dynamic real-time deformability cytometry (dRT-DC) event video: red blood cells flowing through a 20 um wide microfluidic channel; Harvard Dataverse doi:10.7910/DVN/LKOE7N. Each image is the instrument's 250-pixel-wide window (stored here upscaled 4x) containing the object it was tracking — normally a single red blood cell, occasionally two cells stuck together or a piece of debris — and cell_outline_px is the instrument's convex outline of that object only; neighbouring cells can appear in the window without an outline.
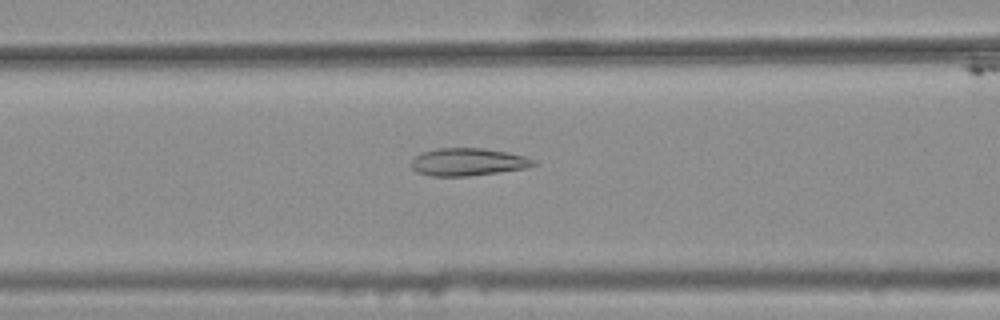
{"species": "common noctule bat (a hibernating species)", "species_latin": "Nyctalus noctula", "temperature_condition": "warm", "stored_images_in_passage": 35, "camera_frame_rate_fps": 3000, "um_per_image_px": 0.085, "animal": {"sex": "female", "body_mass_g": 25.1}, "frame": {"image": 1, "passage_image": 10, "time_ms": 3.0, "image_size_px": [1000, 320], "cell_outline_px": [[540, 164], [524, 168], [500, 172], [468, 176], [432, 176], [416, 172], [412, 168], [412, 156], [420, 152], [436, 148], [484, 148], [508, 152], [524, 156], [536, 160]], "centroid_in_image_um": [39.76, 13.76], "position_along_channel_um": 126.8, "area_um2": 19.94}}
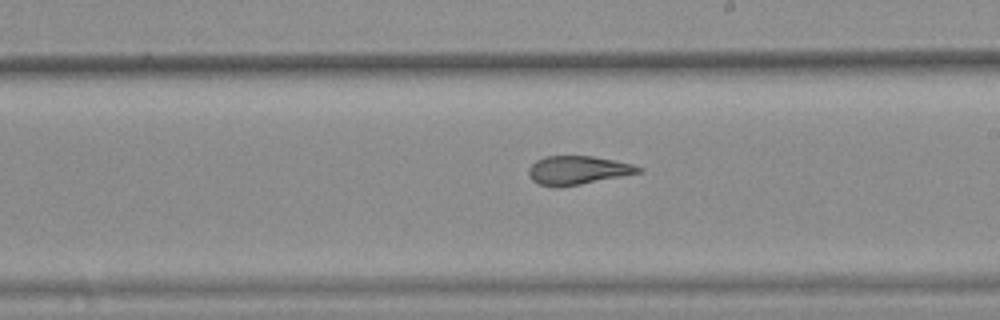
{"frame": {"image": 2, "passage_image": 19, "time_ms": 6.0, "image_size_px": [1000, 320], "cell_outline_px": [[644, 172], [560, 188], [556, 188], [540, 184], [532, 180], [528, 176], [528, 168], [536, 160], [544, 156], [592, 156], [632, 164], [644, 168]], "centroid_in_image_um": [49.1, 14.48], "position_along_channel_um": 239.9, "area_um2": 18.5}}
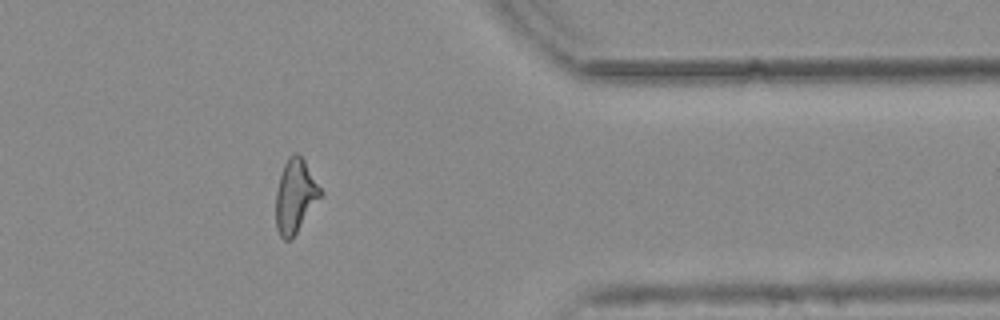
{"frame": {"image": 3, "passage_image": 32, "time_ms": 10.333, "image_size_px": [1000, 320], "cell_outline_px": [[324, 192], [296, 232], [288, 240], [284, 240], [280, 236], [276, 228], [276, 192], [280, 176], [284, 164], [288, 156], [292, 152], [296, 152], [304, 160]], "centroid_in_image_um": [25.09, 16.62], "position_along_channel_um": 386.3, "area_um2": 18.9}, "authors_computed_cell_mechanics": {"area_um2": 19.074, "velocity_mm_per_s": 3.7775, "shape_relaxation_time_tau1_ms": null, "shape_relaxation_time_tau2_ms": 1.9715, "deformation_change_tau1": null, "deformation_change_tau2": 0.1058}}